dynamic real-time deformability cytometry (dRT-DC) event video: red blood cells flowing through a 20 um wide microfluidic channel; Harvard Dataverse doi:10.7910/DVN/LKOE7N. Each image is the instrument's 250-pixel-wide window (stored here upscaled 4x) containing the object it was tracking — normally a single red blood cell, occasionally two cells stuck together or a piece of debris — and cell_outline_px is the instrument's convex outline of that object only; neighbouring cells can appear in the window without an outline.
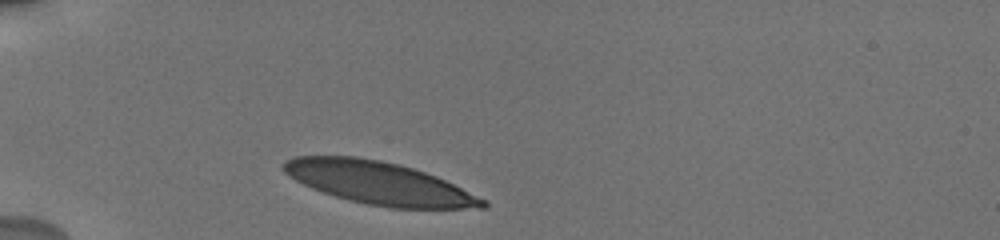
{"species": "human", "species_latin": "Homo sapiens", "temperature_condition": "cold", "stored_images_in_passage": 18, "camera_frame_rate_fps": 3000, "um_per_image_px": 0.085, "donor": {"sex": "male"}, "frame": {"image": 1, "passage_image": 1, "time_ms": 0.0, "image_size_px": [1000, 240], "cell_outline_px": [[488, 208], [388, 208], [368, 204], [336, 196], [312, 188], [296, 180], [284, 172], [280, 168], [280, 164], [284, 160], [296, 156], [356, 156], [380, 160], [400, 164], [436, 176], [488, 200]], "centroid_in_image_um": [32.22, 15.55], "position_along_channel_um": 52.8, "area_um2": 49.36}}
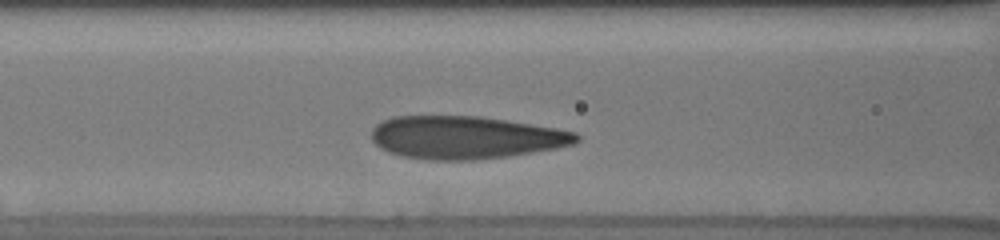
{"frame": {"image": 2, "passage_image": 6, "time_ms": 2.667, "image_size_px": [1000, 240], "cell_outline_px": [[580, 140], [576, 144], [556, 148], [508, 156], [472, 160], [428, 160], [400, 156], [388, 152], [380, 148], [372, 140], [372, 128], [376, 124], [392, 116], [480, 116], [508, 120], [556, 128], [576, 132], [580, 136]], "centroid_in_image_um": [39.57, 11.68], "position_along_channel_um": 127.0, "area_um2": 51.38}}
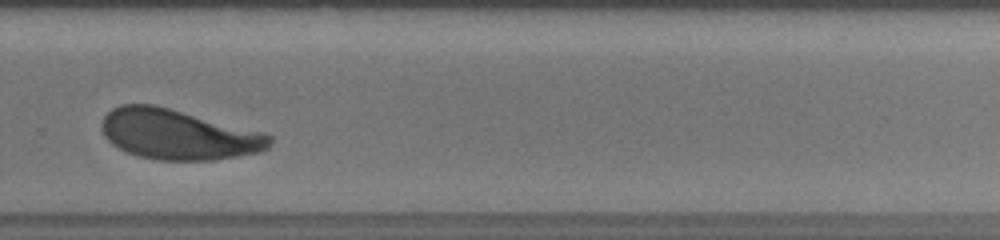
{"frame": {"image": 3, "passage_image": 14, "time_ms": 7.667, "image_size_px": [1000, 240], "cell_outline_px": [[272, 144], [268, 148], [260, 152], [240, 156], [212, 160], [160, 160], [140, 156], [128, 152], [112, 144], [104, 136], [100, 128], [100, 124], [104, 116], [112, 108], [120, 104], [156, 104], [264, 132], [272, 136]], "centroid_in_image_um": [15.15, 11.41], "position_along_channel_um": 314.6, "area_um2": 49.48}}